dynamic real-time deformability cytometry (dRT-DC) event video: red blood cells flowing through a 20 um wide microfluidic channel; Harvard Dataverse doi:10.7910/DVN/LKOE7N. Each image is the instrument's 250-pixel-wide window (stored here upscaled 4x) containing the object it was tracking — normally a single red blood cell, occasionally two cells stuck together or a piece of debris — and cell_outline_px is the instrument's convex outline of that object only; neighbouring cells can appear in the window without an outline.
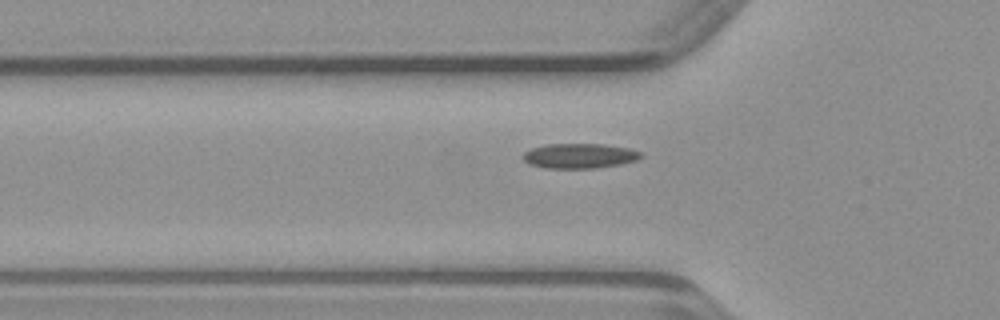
{"species": "common noctule bat (a hibernating species)", "species_latin": "Nyctalus noctula", "temperature_condition": "warm", "stored_images_in_passage": 37, "camera_frame_rate_fps": 3000, "um_per_image_px": 0.085, "animal": {"sex": "male", "body_mass_g": 23.1, "forearm_length_mm": 52.7}, "frame": {"image": 1, "passage_image": 8, "time_ms": 2.333, "image_size_px": [1000, 320], "cell_outline_px": [[644, 156], [636, 160], [620, 164], [596, 168], [548, 168], [532, 164], [524, 160], [520, 156], [524, 152], [532, 148], [548, 144], [604, 144], [628, 148], [644, 152]], "centroid_in_image_um": [49.3, 13.24], "position_along_channel_um": 76.5, "area_um2": 17.11}}
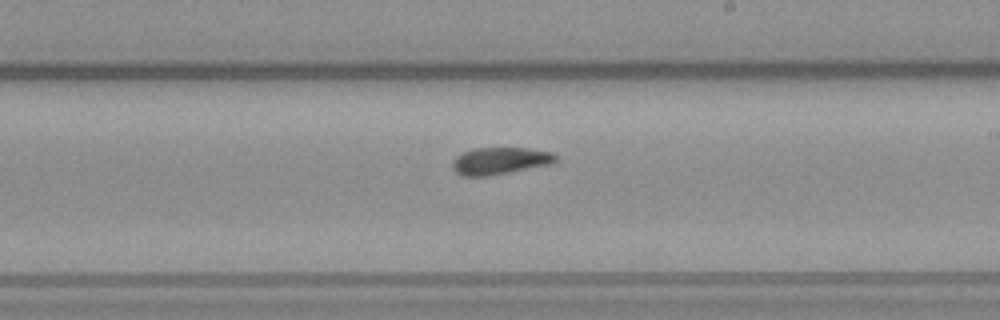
{"frame": {"image": 2, "passage_image": 20, "time_ms": 6.333, "image_size_px": [1000, 320], "cell_outline_px": [[556, 160], [552, 164], [488, 176], [464, 176], [456, 172], [452, 168], [452, 160], [456, 156], [464, 152], [476, 148], [528, 148], [552, 152], [556, 156]], "centroid_in_image_um": [42.49, 13.67], "position_along_channel_um": 246.5, "area_um2": 16.24}}
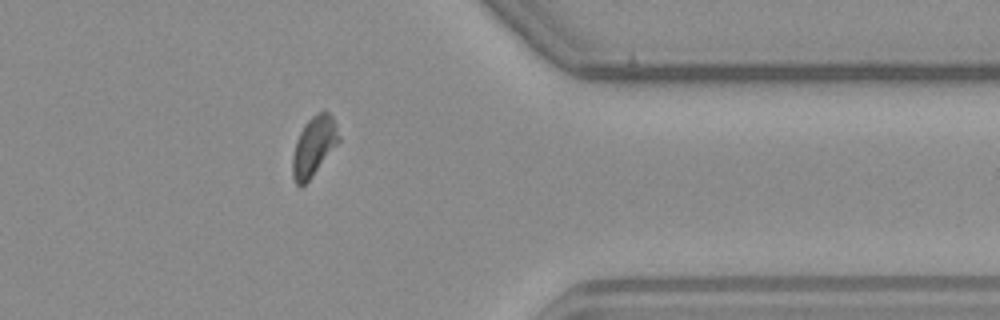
{"frame": {"image": 3, "passage_image": 31, "time_ms": 10.0, "image_size_px": [1000, 320], "cell_outline_px": [[340, 140], [312, 176], [300, 188], [296, 184], [292, 176], [292, 156], [296, 140], [304, 124], [316, 112], [324, 108], [332, 116], [336, 124], [340, 136]], "centroid_in_image_um": [26.67, 12.39], "position_along_channel_um": 384.7, "area_um2": 16.13}}